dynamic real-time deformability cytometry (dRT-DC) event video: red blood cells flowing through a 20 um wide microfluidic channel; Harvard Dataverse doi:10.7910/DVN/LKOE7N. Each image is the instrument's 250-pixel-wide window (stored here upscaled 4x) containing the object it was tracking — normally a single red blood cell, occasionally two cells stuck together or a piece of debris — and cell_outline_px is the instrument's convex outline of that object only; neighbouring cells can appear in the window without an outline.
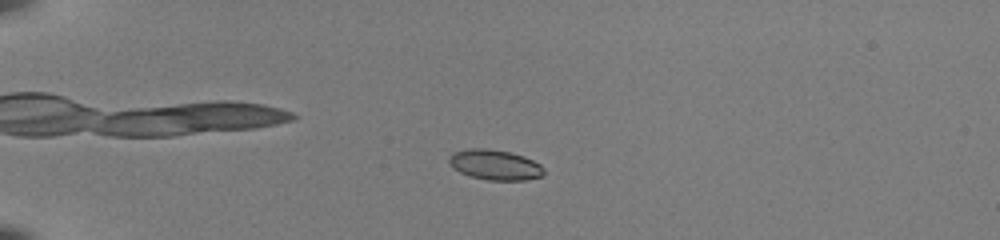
{"species": "common noctule bat (a hibernating species)", "species_latin": "Nyctalus noctula", "temperature_condition": "room temperature", "stored_images_in_passage": 47, "camera_frame_rate_fps": 3000, "um_per_image_px": 0.085, "animal": {"sex": "female", "body_mass_g": 22.0, "forearm_length_mm": 56.7}, "frame": {"image": 1, "passage_image": 9, "time_ms": 2.667, "image_size_px": [1000, 240], "cell_outline_px": [[544, 172], [540, 176], [524, 180], [488, 180], [472, 176], [460, 172], [452, 168], [448, 160], [448, 156], [452, 152], [468, 148], [488, 148], [508, 152], [524, 156], [540, 164], [544, 168]], "centroid_in_image_um": [42.03, 13.99], "position_along_channel_um": 43.0, "area_um2": 16.7}}
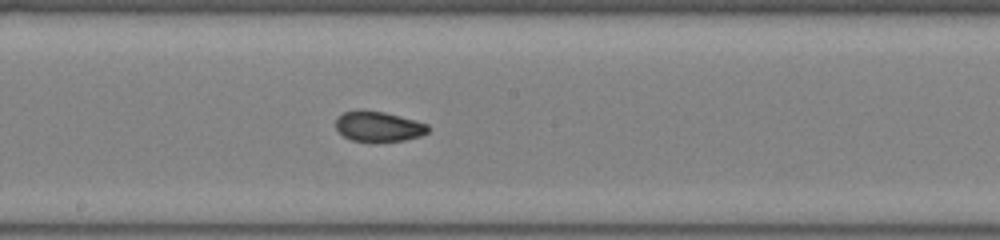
{"frame": {"image": 2, "passage_image": 26, "time_ms": 8.333, "image_size_px": [1000, 240], "cell_outline_px": [[428, 132], [420, 136], [404, 140], [372, 144], [368, 144], [352, 140], [344, 136], [336, 128], [336, 116], [344, 112], [360, 108], [384, 112], [400, 116], [428, 124]], "centroid_in_image_um": [32.12, 10.77], "position_along_channel_um": 216.1, "area_um2": 16.88}}
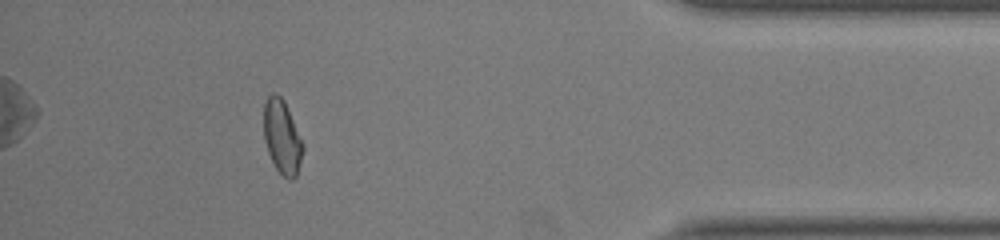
{"frame": {"image": 3, "passage_image": 43, "time_ms": 14.0, "image_size_px": [1000, 240], "cell_outline_px": [[304, 148], [300, 164], [296, 176], [292, 180], [288, 180], [276, 168], [268, 152], [264, 140], [264, 104], [268, 96], [272, 92], [276, 92], [284, 100], [304, 144]], "centroid_in_image_um": [23.98, 11.63], "position_along_channel_um": 411.2, "area_um2": 16.88}, "authors_computed_cell_mechanics": {"area_um2": 16.5308, "velocity_mm_per_s": 4.012, "shape_relaxation_time_tau1_ms": 10.1502, "shape_relaxation_time_tau2_ms": 0.975, "deformation_change_tau1": 0.208, "deformation_change_tau2": 0.0508}}